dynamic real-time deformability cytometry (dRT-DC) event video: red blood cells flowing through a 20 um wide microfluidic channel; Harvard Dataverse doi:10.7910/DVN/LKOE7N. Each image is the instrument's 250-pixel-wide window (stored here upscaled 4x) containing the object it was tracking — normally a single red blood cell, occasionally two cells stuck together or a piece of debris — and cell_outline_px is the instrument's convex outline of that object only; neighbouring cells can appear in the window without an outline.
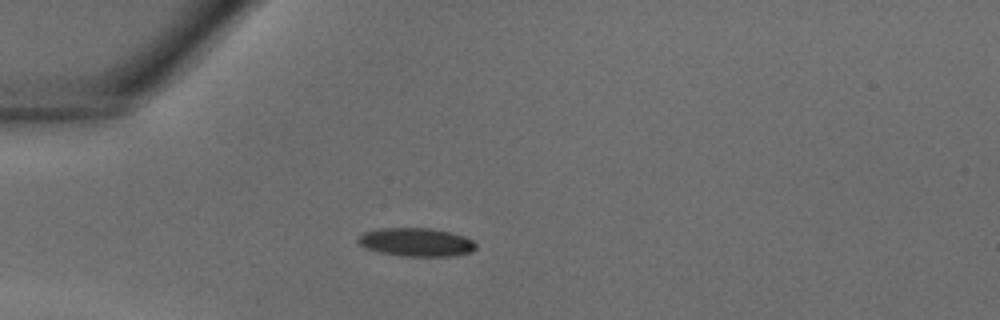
{"species": "common noctule bat (a hibernating species)", "species_latin": "Nyctalus noctula", "temperature_condition": "warm", "stored_images_in_passage": 29, "camera_frame_rate_fps": 3000, "um_per_image_px": 0.085, "animal": {"sex": "male", "body_mass_g": 18.8}, "frame": {"image": 1, "passage_image": 1, "time_ms": 0.0, "image_size_px": [1000, 320], "cell_outline_px": [[476, 248], [472, 252], [452, 256], [400, 256], [380, 252], [368, 248], [360, 244], [356, 240], [364, 232], [380, 228], [428, 228], [448, 232], [464, 236], [472, 240], [476, 244]], "centroid_in_image_um": [35.39, 20.59], "position_along_channel_um": 49.6, "area_um2": 19.36}}
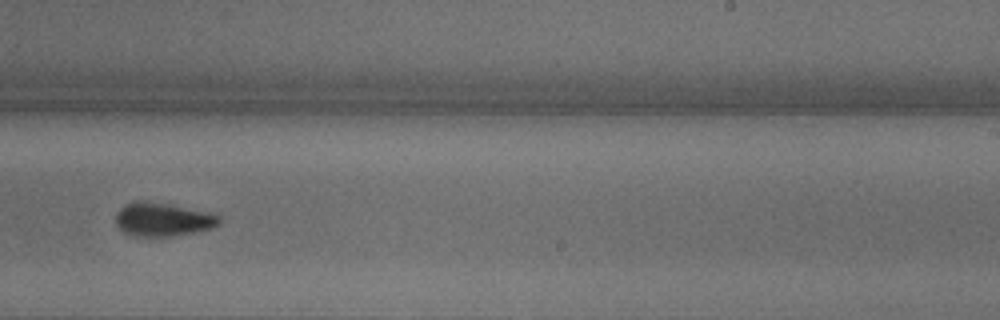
{"frame": {"image": 2, "passage_image": 15, "time_ms": 4.667, "image_size_px": [1000, 320], "cell_outline_px": [[220, 224], [216, 228], [196, 232], [172, 236], [132, 236], [124, 232], [116, 224], [116, 212], [124, 204], [136, 200], [140, 200], [168, 204], [208, 212], [220, 216]], "centroid_in_image_um": [13.84, 18.66], "position_along_channel_um": 275.2, "area_um2": 20.4}}
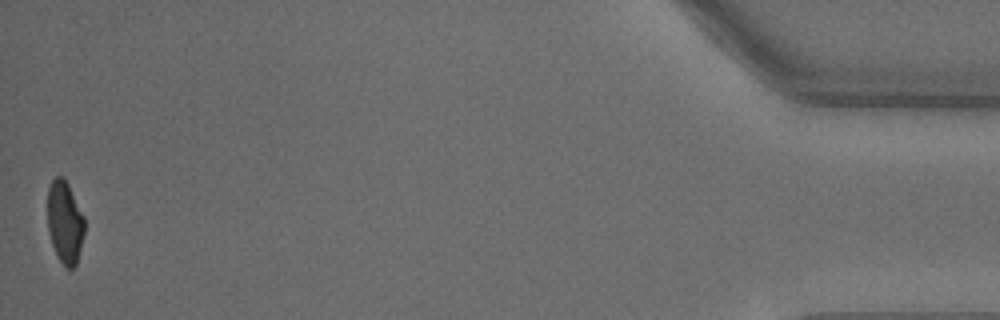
{"frame": {"image": 3, "passage_image": 29, "time_ms": 9.333, "image_size_px": [1000, 320], "cell_outline_px": [[84, 232], [76, 264], [72, 268], [64, 268], [56, 256], [48, 232], [48, 188], [52, 180], [56, 176], [64, 176], [84, 216]], "centroid_in_image_um": [5.5, 18.89], "position_along_channel_um": 429.7, "area_um2": 17.8}}